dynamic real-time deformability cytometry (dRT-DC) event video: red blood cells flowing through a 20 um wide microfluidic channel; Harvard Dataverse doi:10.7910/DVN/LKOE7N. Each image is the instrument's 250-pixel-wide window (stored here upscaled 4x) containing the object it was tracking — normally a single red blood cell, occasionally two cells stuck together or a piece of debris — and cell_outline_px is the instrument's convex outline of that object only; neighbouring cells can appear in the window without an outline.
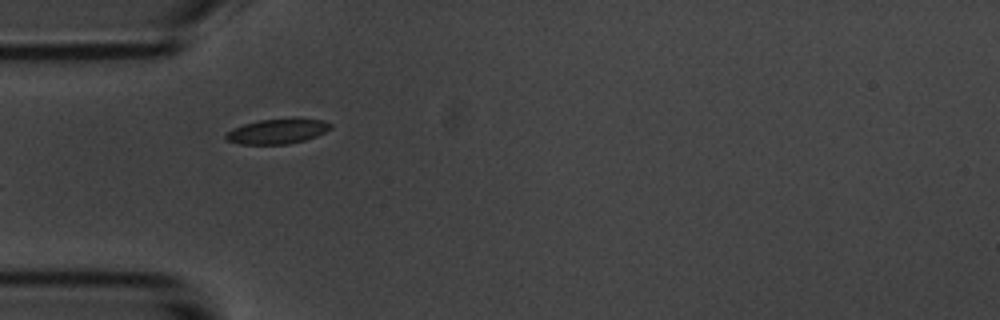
{"species": "common noctule bat (a hibernating species)", "species_latin": "Nyctalus noctula", "temperature_condition": "room temperature", "stored_images_in_passage": 2, "camera_frame_rate_fps": 3000, "um_per_image_px": 0.085, "animal": {"sex": "male", "body_mass_g": 20.1, "forearm_length_mm": 53.5}, "frame": {"image": 1, "passage_image": 1, "time_ms": 0.0, "image_size_px": [1000, 320], "cell_outline_px": [[332, 128], [316, 136], [304, 140], [288, 144], [240, 144], [224, 140], [224, 136], [232, 128], [244, 124], [260, 120], [292, 116], [324, 120], [332, 124]], "centroid_in_image_um": [23.6, 11.12], "position_along_channel_um": 61.4, "area_um2": 15.72}}
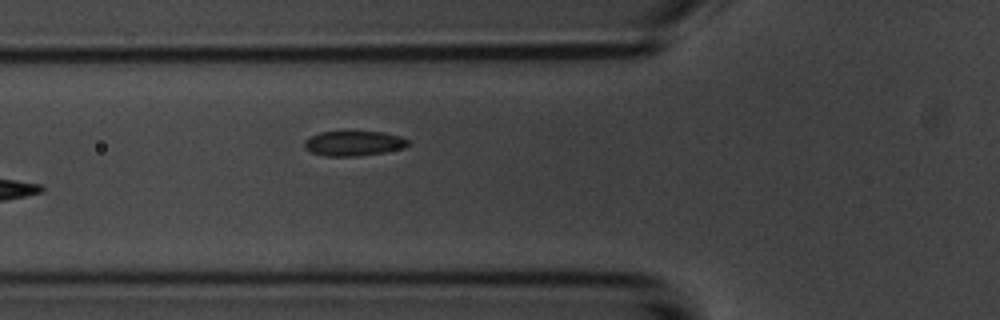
{"frame": {"image": 2, "passage_image": 2, "time_ms": 1.0, "image_size_px": [1000, 320], "cell_outline_px": [[408, 144], [404, 148], [384, 152], [356, 156], [324, 156], [312, 152], [304, 148], [304, 140], [308, 136], [320, 132], [384, 132], [400, 136], [408, 140]], "centroid_in_image_um": [30.02, 12.18], "position_along_channel_um": 95.8, "area_um2": 15.03}}